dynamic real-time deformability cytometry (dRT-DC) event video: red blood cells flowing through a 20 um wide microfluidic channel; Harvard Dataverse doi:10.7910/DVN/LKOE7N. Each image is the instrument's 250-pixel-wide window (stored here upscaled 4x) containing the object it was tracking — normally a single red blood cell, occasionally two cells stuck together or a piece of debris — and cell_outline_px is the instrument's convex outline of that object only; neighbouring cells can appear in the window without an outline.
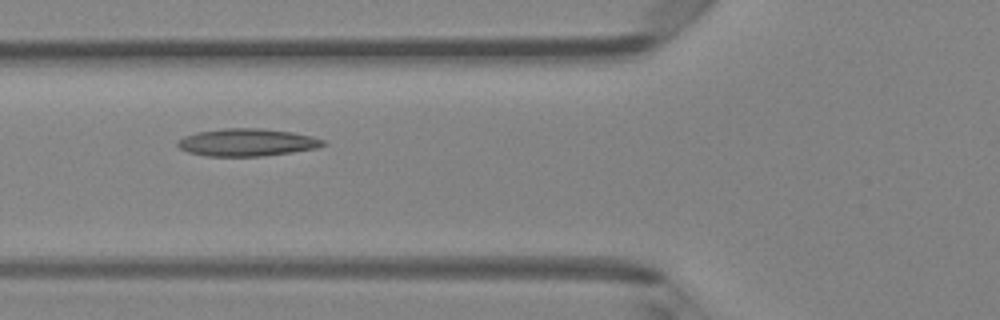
{"species": "Egyptian fruit bat (a non-hibernating species)", "species_latin": "Rousettus aegyptiacus", "temperature_condition": "room temperature", "stored_images_in_passage": 6, "camera_frame_rate_fps": 3000, "um_per_image_px": 0.085, "animal": {"sex": "female"}, "frame": {"image": 1, "passage_image": 6, "time_ms": 1.667, "image_size_px": [1000, 320], "cell_outline_px": [[328, 144], [316, 148], [292, 152], [264, 156], [204, 156], [188, 152], [180, 148], [176, 144], [176, 140], [184, 136], [196, 132], [224, 128], [260, 128], [292, 132], [312, 136], [324, 140]], "centroid_in_image_um": [20.98, 12.1], "position_along_channel_um": 104.8, "area_um2": 23.47}}